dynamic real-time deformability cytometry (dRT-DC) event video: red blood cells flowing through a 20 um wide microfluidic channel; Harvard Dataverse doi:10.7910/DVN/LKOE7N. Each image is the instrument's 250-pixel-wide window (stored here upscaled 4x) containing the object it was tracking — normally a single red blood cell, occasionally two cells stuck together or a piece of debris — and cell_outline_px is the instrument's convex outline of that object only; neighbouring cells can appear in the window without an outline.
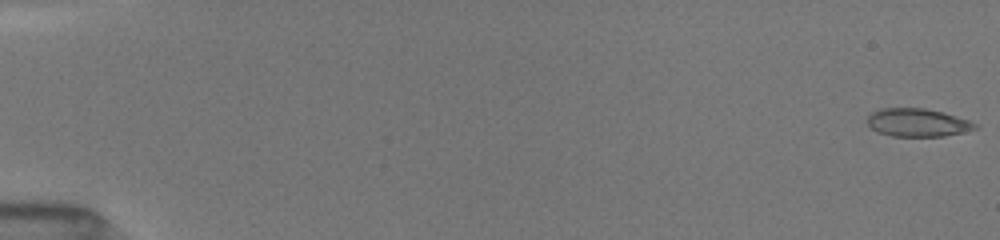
{"species": "common noctule bat (a hibernating species)", "species_latin": "Nyctalus noctula", "temperature_condition": "room temperature", "stored_images_in_passage": 52, "camera_frame_rate_fps": 3000, "um_per_image_px": 0.085, "animal": {"sex": "female", "body_mass_g": 19.5, "forearm_length_mm": 54.1}, "frame": {"image": 1, "passage_image": 1, "time_ms": 0.0, "image_size_px": [1000, 240], "cell_outline_px": [[980, 128], [944, 136], [892, 136], [876, 132], [868, 124], [868, 116], [872, 112], [880, 108], [924, 108], [944, 112], [980, 124]], "centroid_in_image_um": [78.02, 10.42], "position_along_channel_um": 7.0, "area_um2": 17.74}}
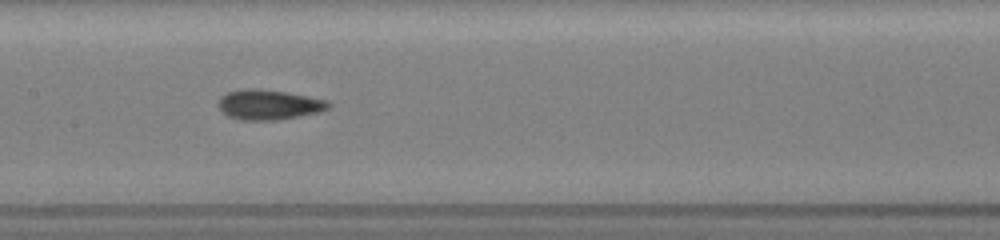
{"frame": {"image": 2, "passage_image": 27, "time_ms": 8.667, "image_size_px": [1000, 240], "cell_outline_px": [[332, 104], [328, 108], [320, 112], [276, 120], [244, 120], [228, 116], [220, 112], [216, 104], [220, 96], [228, 92], [248, 88], [256, 88], [288, 92], [328, 100]], "centroid_in_image_um": [22.82, 8.89], "position_along_channel_um": 184.6, "area_um2": 19.48}}
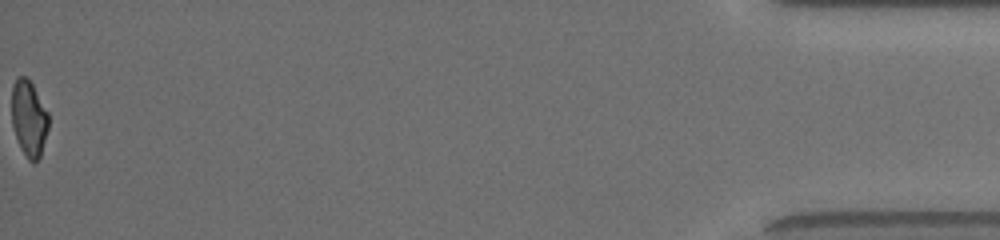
{"frame": {"image": 3, "passage_image": 52, "time_ms": 17.0, "image_size_px": [1000, 240], "cell_outline_px": [[48, 128], [40, 156], [32, 164], [28, 160], [20, 148], [12, 124], [12, 84], [16, 76], [28, 76], [48, 112]], "centroid_in_image_um": [2.44, 10.03], "position_along_channel_um": 432.8, "area_um2": 16.42}, "authors_computed_cell_mechanics": {"area_um2": 18.0336, "velocity_mm_per_s": 4.0707, "shape_relaxation_time_tau1_ms": null, "shape_relaxation_time_tau2_ms": 2.0836, "deformation_change_tau1": null, "deformation_change_tau2": 0.0735}}